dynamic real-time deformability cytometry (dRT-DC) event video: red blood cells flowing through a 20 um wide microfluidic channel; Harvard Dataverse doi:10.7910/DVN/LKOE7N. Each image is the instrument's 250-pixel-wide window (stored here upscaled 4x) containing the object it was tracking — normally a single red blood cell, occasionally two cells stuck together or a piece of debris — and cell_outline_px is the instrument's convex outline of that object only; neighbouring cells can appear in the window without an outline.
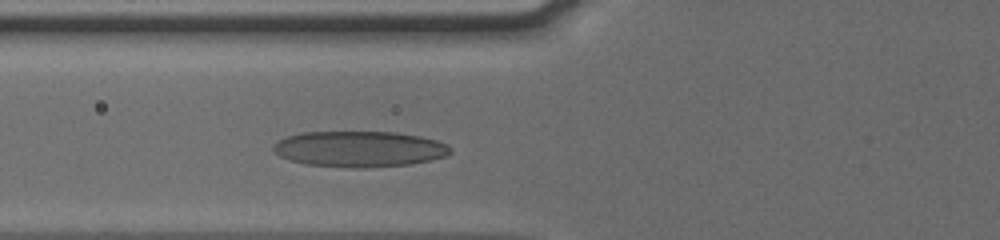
{"species": "human", "species_latin": "Homo sapiens", "temperature_condition": "cold", "stored_images_in_passage": 28, "camera_frame_rate_fps": 3000, "um_per_image_px": 0.085, "donor": {"sex": "male"}, "frame": {"image": 1, "passage_image": 3, "time_ms": 0.667, "image_size_px": [1000, 240], "cell_outline_px": [[452, 152], [444, 156], [432, 160], [408, 164], [356, 168], [304, 164], [280, 156], [272, 148], [272, 144], [288, 136], [300, 132], [396, 132], [420, 136], [436, 140], [448, 144], [452, 148]], "centroid_in_image_um": [30.57, 12.65], "position_along_channel_um": 95.2, "area_um2": 36.88}}
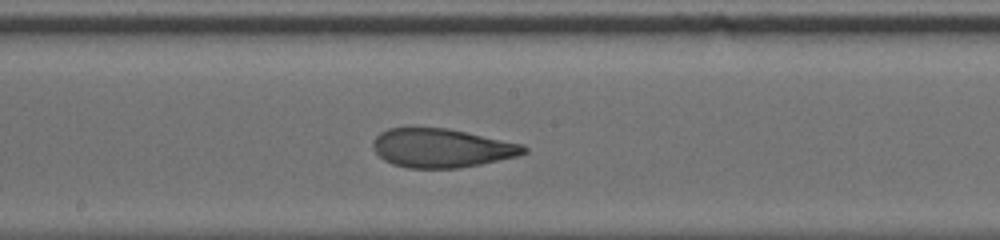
{"frame": {"image": 2, "passage_image": 12, "time_ms": 3.667, "image_size_px": [1000, 240], "cell_outline_px": [[528, 152], [520, 156], [460, 168], [408, 168], [392, 164], [384, 160], [376, 152], [372, 144], [376, 136], [380, 132], [388, 128], [448, 128], [524, 144], [528, 148]], "centroid_in_image_um": [37.58, 12.59], "position_along_channel_um": 210.6, "area_um2": 34.28}}
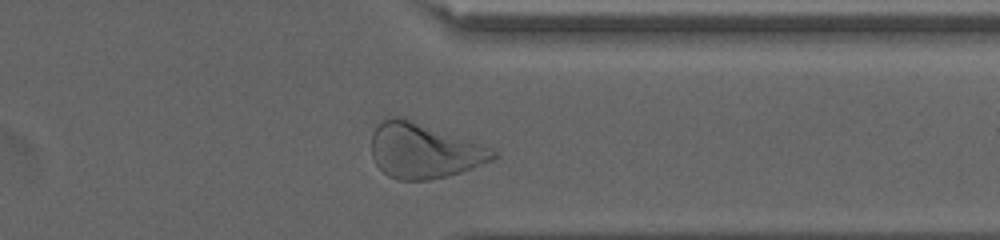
{"frame": {"image": 3, "passage_image": 25, "time_ms": 8.0, "image_size_px": [1000, 240], "cell_outline_px": [[496, 156], [492, 160], [472, 168], [448, 176], [428, 180], [400, 180], [388, 176], [376, 164], [372, 156], [372, 132], [376, 124], [380, 120], [392, 116], [400, 116], [492, 148], [496, 152]], "centroid_in_image_um": [35.98, 12.81], "position_along_channel_um": 375.4, "area_um2": 38.78}, "authors_computed_cell_mechanics": {"area_um2": 34.391, "velocity_mm_per_s": 3.8206, "shape_relaxation_time_tau1_ms": 6.2375, "shape_relaxation_time_tau2_ms": 1.7118, "deformation_change_tau1": 0.2107, "deformation_change_tau2": 0.0973}}